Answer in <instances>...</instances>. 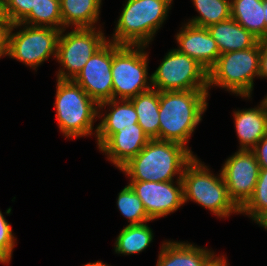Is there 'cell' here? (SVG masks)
<instances>
[{
  "label": "cell",
  "instance_id": "6da1fadb",
  "mask_svg": "<svg viewBox=\"0 0 267 266\" xmlns=\"http://www.w3.org/2000/svg\"><path fill=\"white\" fill-rule=\"evenodd\" d=\"M208 90L159 92V140L187 143L207 109Z\"/></svg>",
  "mask_w": 267,
  "mask_h": 266
},
{
  "label": "cell",
  "instance_id": "7a4b0ae2",
  "mask_svg": "<svg viewBox=\"0 0 267 266\" xmlns=\"http://www.w3.org/2000/svg\"><path fill=\"white\" fill-rule=\"evenodd\" d=\"M195 157L191 149L172 141L151 139L119 170L130 181L169 182L182 178L185 166Z\"/></svg>",
  "mask_w": 267,
  "mask_h": 266
},
{
  "label": "cell",
  "instance_id": "3957f363",
  "mask_svg": "<svg viewBox=\"0 0 267 266\" xmlns=\"http://www.w3.org/2000/svg\"><path fill=\"white\" fill-rule=\"evenodd\" d=\"M173 0H126L113 37L120 45H146L162 27Z\"/></svg>",
  "mask_w": 267,
  "mask_h": 266
},
{
  "label": "cell",
  "instance_id": "277c9868",
  "mask_svg": "<svg viewBox=\"0 0 267 266\" xmlns=\"http://www.w3.org/2000/svg\"><path fill=\"white\" fill-rule=\"evenodd\" d=\"M181 180L184 204L191 200L220 218L240 213L229 197L221 170L215 176L196 156L185 166Z\"/></svg>",
  "mask_w": 267,
  "mask_h": 266
},
{
  "label": "cell",
  "instance_id": "5b68a950",
  "mask_svg": "<svg viewBox=\"0 0 267 266\" xmlns=\"http://www.w3.org/2000/svg\"><path fill=\"white\" fill-rule=\"evenodd\" d=\"M55 110L58 127L66 138L93 134L98 104L73 80H59L56 85Z\"/></svg>",
  "mask_w": 267,
  "mask_h": 266
},
{
  "label": "cell",
  "instance_id": "8992f818",
  "mask_svg": "<svg viewBox=\"0 0 267 266\" xmlns=\"http://www.w3.org/2000/svg\"><path fill=\"white\" fill-rule=\"evenodd\" d=\"M260 72V40L246 50L220 54L208 70V88L218 86L237 96L251 98L254 78Z\"/></svg>",
  "mask_w": 267,
  "mask_h": 266
},
{
  "label": "cell",
  "instance_id": "52a82bcc",
  "mask_svg": "<svg viewBox=\"0 0 267 266\" xmlns=\"http://www.w3.org/2000/svg\"><path fill=\"white\" fill-rule=\"evenodd\" d=\"M145 47L112 42L113 99H130L152 88Z\"/></svg>",
  "mask_w": 267,
  "mask_h": 266
},
{
  "label": "cell",
  "instance_id": "ba28073f",
  "mask_svg": "<svg viewBox=\"0 0 267 266\" xmlns=\"http://www.w3.org/2000/svg\"><path fill=\"white\" fill-rule=\"evenodd\" d=\"M19 27L23 29L12 33ZM60 33L61 30L51 27L11 24L7 31L6 56L36 70L50 56L57 58Z\"/></svg>",
  "mask_w": 267,
  "mask_h": 266
},
{
  "label": "cell",
  "instance_id": "9c48e42d",
  "mask_svg": "<svg viewBox=\"0 0 267 266\" xmlns=\"http://www.w3.org/2000/svg\"><path fill=\"white\" fill-rule=\"evenodd\" d=\"M151 85L159 92L209 90L208 71L195 59L171 49L151 74Z\"/></svg>",
  "mask_w": 267,
  "mask_h": 266
},
{
  "label": "cell",
  "instance_id": "30bf717a",
  "mask_svg": "<svg viewBox=\"0 0 267 266\" xmlns=\"http://www.w3.org/2000/svg\"><path fill=\"white\" fill-rule=\"evenodd\" d=\"M96 29L73 28L65 34L66 29L61 30L56 60L63 68L58 70L57 79L74 80L90 57L108 41L102 30Z\"/></svg>",
  "mask_w": 267,
  "mask_h": 266
},
{
  "label": "cell",
  "instance_id": "8fae6325",
  "mask_svg": "<svg viewBox=\"0 0 267 266\" xmlns=\"http://www.w3.org/2000/svg\"><path fill=\"white\" fill-rule=\"evenodd\" d=\"M260 166L251 150H239L223 164L221 173L228 194L241 209L252 197L259 177Z\"/></svg>",
  "mask_w": 267,
  "mask_h": 266
},
{
  "label": "cell",
  "instance_id": "7c38bea8",
  "mask_svg": "<svg viewBox=\"0 0 267 266\" xmlns=\"http://www.w3.org/2000/svg\"><path fill=\"white\" fill-rule=\"evenodd\" d=\"M111 67L112 42L108 40L90 57L73 81L97 104L111 100L113 99Z\"/></svg>",
  "mask_w": 267,
  "mask_h": 266
},
{
  "label": "cell",
  "instance_id": "4fadbf2b",
  "mask_svg": "<svg viewBox=\"0 0 267 266\" xmlns=\"http://www.w3.org/2000/svg\"><path fill=\"white\" fill-rule=\"evenodd\" d=\"M129 185L151 220L167 216L184 205L181 179L177 178L176 182L130 181Z\"/></svg>",
  "mask_w": 267,
  "mask_h": 266
},
{
  "label": "cell",
  "instance_id": "5bb4252c",
  "mask_svg": "<svg viewBox=\"0 0 267 266\" xmlns=\"http://www.w3.org/2000/svg\"><path fill=\"white\" fill-rule=\"evenodd\" d=\"M184 25L175 36L179 44L176 50L195 59L208 71L220 56L216 41L207 28L189 23Z\"/></svg>",
  "mask_w": 267,
  "mask_h": 266
},
{
  "label": "cell",
  "instance_id": "9a60e30c",
  "mask_svg": "<svg viewBox=\"0 0 267 266\" xmlns=\"http://www.w3.org/2000/svg\"><path fill=\"white\" fill-rule=\"evenodd\" d=\"M150 140L137 123L135 128L119 129L99 147V150L106 154L107 159L120 169L131 158L135 157Z\"/></svg>",
  "mask_w": 267,
  "mask_h": 266
},
{
  "label": "cell",
  "instance_id": "2e32d148",
  "mask_svg": "<svg viewBox=\"0 0 267 266\" xmlns=\"http://www.w3.org/2000/svg\"><path fill=\"white\" fill-rule=\"evenodd\" d=\"M106 105L111 108L110 112H106V115L102 112L101 115L100 109ZM98 114L99 118L103 117L93 131L97 138L98 148L119 129L135 128V124L138 123L135 107L129 99H111L102 102L98 104Z\"/></svg>",
  "mask_w": 267,
  "mask_h": 266
},
{
  "label": "cell",
  "instance_id": "e0dca14e",
  "mask_svg": "<svg viewBox=\"0 0 267 266\" xmlns=\"http://www.w3.org/2000/svg\"><path fill=\"white\" fill-rule=\"evenodd\" d=\"M234 118L239 150H251L267 135V96L257 107L234 111Z\"/></svg>",
  "mask_w": 267,
  "mask_h": 266
},
{
  "label": "cell",
  "instance_id": "ac0fdd59",
  "mask_svg": "<svg viewBox=\"0 0 267 266\" xmlns=\"http://www.w3.org/2000/svg\"><path fill=\"white\" fill-rule=\"evenodd\" d=\"M214 256L207 248L180 242H163L156 266H206Z\"/></svg>",
  "mask_w": 267,
  "mask_h": 266
},
{
  "label": "cell",
  "instance_id": "d6986e66",
  "mask_svg": "<svg viewBox=\"0 0 267 266\" xmlns=\"http://www.w3.org/2000/svg\"><path fill=\"white\" fill-rule=\"evenodd\" d=\"M207 29L216 41L220 54L246 50L259 42L258 38L233 18L212 24Z\"/></svg>",
  "mask_w": 267,
  "mask_h": 266
},
{
  "label": "cell",
  "instance_id": "ffe728a7",
  "mask_svg": "<svg viewBox=\"0 0 267 266\" xmlns=\"http://www.w3.org/2000/svg\"><path fill=\"white\" fill-rule=\"evenodd\" d=\"M266 0H231V18L259 40L267 39Z\"/></svg>",
  "mask_w": 267,
  "mask_h": 266
},
{
  "label": "cell",
  "instance_id": "44dd1931",
  "mask_svg": "<svg viewBox=\"0 0 267 266\" xmlns=\"http://www.w3.org/2000/svg\"><path fill=\"white\" fill-rule=\"evenodd\" d=\"M102 0H60L63 29L66 27L95 28Z\"/></svg>",
  "mask_w": 267,
  "mask_h": 266
},
{
  "label": "cell",
  "instance_id": "7402d4cb",
  "mask_svg": "<svg viewBox=\"0 0 267 266\" xmlns=\"http://www.w3.org/2000/svg\"><path fill=\"white\" fill-rule=\"evenodd\" d=\"M129 100L135 107L142 130L150 139L159 140V91L151 88Z\"/></svg>",
  "mask_w": 267,
  "mask_h": 266
},
{
  "label": "cell",
  "instance_id": "603a6c76",
  "mask_svg": "<svg viewBox=\"0 0 267 266\" xmlns=\"http://www.w3.org/2000/svg\"><path fill=\"white\" fill-rule=\"evenodd\" d=\"M153 231L147 222L125 226L116 238L114 250L117 254L130 255L144 251L153 241Z\"/></svg>",
  "mask_w": 267,
  "mask_h": 266
},
{
  "label": "cell",
  "instance_id": "cb8c5ba5",
  "mask_svg": "<svg viewBox=\"0 0 267 266\" xmlns=\"http://www.w3.org/2000/svg\"><path fill=\"white\" fill-rule=\"evenodd\" d=\"M199 16L187 23L205 27L231 18V0H192Z\"/></svg>",
  "mask_w": 267,
  "mask_h": 266
},
{
  "label": "cell",
  "instance_id": "d4e9b609",
  "mask_svg": "<svg viewBox=\"0 0 267 266\" xmlns=\"http://www.w3.org/2000/svg\"><path fill=\"white\" fill-rule=\"evenodd\" d=\"M20 23L62 30L60 0H35L31 12Z\"/></svg>",
  "mask_w": 267,
  "mask_h": 266
},
{
  "label": "cell",
  "instance_id": "484cf974",
  "mask_svg": "<svg viewBox=\"0 0 267 266\" xmlns=\"http://www.w3.org/2000/svg\"><path fill=\"white\" fill-rule=\"evenodd\" d=\"M116 203L121 214L128 219V225H137L152 221L147 215L140 198L129 184L118 193Z\"/></svg>",
  "mask_w": 267,
  "mask_h": 266
},
{
  "label": "cell",
  "instance_id": "4316f807",
  "mask_svg": "<svg viewBox=\"0 0 267 266\" xmlns=\"http://www.w3.org/2000/svg\"><path fill=\"white\" fill-rule=\"evenodd\" d=\"M267 212V168H260L259 177L254 193L248 202L240 209V214L244 213L257 221Z\"/></svg>",
  "mask_w": 267,
  "mask_h": 266
},
{
  "label": "cell",
  "instance_id": "83f0119b",
  "mask_svg": "<svg viewBox=\"0 0 267 266\" xmlns=\"http://www.w3.org/2000/svg\"><path fill=\"white\" fill-rule=\"evenodd\" d=\"M16 238L11 225L0 211V263L8 264L11 260Z\"/></svg>",
  "mask_w": 267,
  "mask_h": 266
},
{
  "label": "cell",
  "instance_id": "f1b7e54d",
  "mask_svg": "<svg viewBox=\"0 0 267 266\" xmlns=\"http://www.w3.org/2000/svg\"><path fill=\"white\" fill-rule=\"evenodd\" d=\"M6 13L11 24L20 23L34 7L35 0H6Z\"/></svg>",
  "mask_w": 267,
  "mask_h": 266
},
{
  "label": "cell",
  "instance_id": "f546056e",
  "mask_svg": "<svg viewBox=\"0 0 267 266\" xmlns=\"http://www.w3.org/2000/svg\"><path fill=\"white\" fill-rule=\"evenodd\" d=\"M260 168H267V135H265L252 149Z\"/></svg>",
  "mask_w": 267,
  "mask_h": 266
},
{
  "label": "cell",
  "instance_id": "4dcf8cb0",
  "mask_svg": "<svg viewBox=\"0 0 267 266\" xmlns=\"http://www.w3.org/2000/svg\"><path fill=\"white\" fill-rule=\"evenodd\" d=\"M259 77L267 78V39L260 40V72Z\"/></svg>",
  "mask_w": 267,
  "mask_h": 266
},
{
  "label": "cell",
  "instance_id": "1f68e13d",
  "mask_svg": "<svg viewBox=\"0 0 267 266\" xmlns=\"http://www.w3.org/2000/svg\"><path fill=\"white\" fill-rule=\"evenodd\" d=\"M11 25H0V58L6 56L7 31Z\"/></svg>",
  "mask_w": 267,
  "mask_h": 266
},
{
  "label": "cell",
  "instance_id": "d6a6232c",
  "mask_svg": "<svg viewBox=\"0 0 267 266\" xmlns=\"http://www.w3.org/2000/svg\"><path fill=\"white\" fill-rule=\"evenodd\" d=\"M0 25H11V22L6 13L5 0H0Z\"/></svg>",
  "mask_w": 267,
  "mask_h": 266
},
{
  "label": "cell",
  "instance_id": "836d02e7",
  "mask_svg": "<svg viewBox=\"0 0 267 266\" xmlns=\"http://www.w3.org/2000/svg\"><path fill=\"white\" fill-rule=\"evenodd\" d=\"M229 264L227 263V259L223 256H216L214 255L209 262L207 263L206 266H228Z\"/></svg>",
  "mask_w": 267,
  "mask_h": 266
},
{
  "label": "cell",
  "instance_id": "e575fe53",
  "mask_svg": "<svg viewBox=\"0 0 267 266\" xmlns=\"http://www.w3.org/2000/svg\"><path fill=\"white\" fill-rule=\"evenodd\" d=\"M255 223L267 230V212L263 214Z\"/></svg>",
  "mask_w": 267,
  "mask_h": 266
},
{
  "label": "cell",
  "instance_id": "d590c367",
  "mask_svg": "<svg viewBox=\"0 0 267 266\" xmlns=\"http://www.w3.org/2000/svg\"><path fill=\"white\" fill-rule=\"evenodd\" d=\"M83 266H110V265H108L106 263H103L102 261H96L94 263H90L89 262V263H87V264H85Z\"/></svg>",
  "mask_w": 267,
  "mask_h": 266
},
{
  "label": "cell",
  "instance_id": "8d00e7d4",
  "mask_svg": "<svg viewBox=\"0 0 267 266\" xmlns=\"http://www.w3.org/2000/svg\"><path fill=\"white\" fill-rule=\"evenodd\" d=\"M264 8L266 9V18H264V19H265V21H266V26H267V0H266V2L264 3Z\"/></svg>",
  "mask_w": 267,
  "mask_h": 266
}]
</instances>
